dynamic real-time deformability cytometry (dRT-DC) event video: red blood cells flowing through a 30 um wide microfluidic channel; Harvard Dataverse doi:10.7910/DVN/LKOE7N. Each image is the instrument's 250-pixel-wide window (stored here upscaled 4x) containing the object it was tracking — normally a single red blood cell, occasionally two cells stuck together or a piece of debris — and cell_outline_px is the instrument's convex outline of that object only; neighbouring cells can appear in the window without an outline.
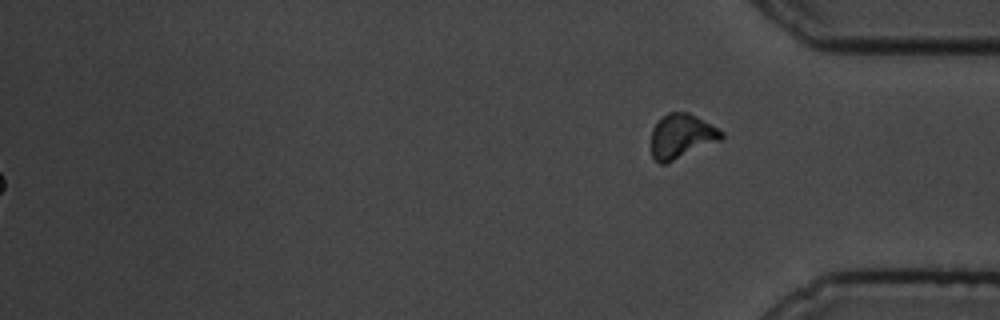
{"species": "common noctule bat (a hibernating species)", "species_latin": "Nyctalus noctula", "temperature_condition": "cold", "stored_images_in_passage": 58, "segment_of_instrument_passage": [2, 2], "camera_frame_rate_fps": 3000, "um_per_image_px": 0.085, "animal": {"sex": "male", "body_mass_g": 19.5, "forearm_length_mm": 54.6}, "frame": {"image": 1, "passage_image": 58, "time_ms": 19.0, "image_size_px": [1000, 320], "cell_outline_px": [[724, 136], [720, 140], [664, 164], [660, 164], [652, 156], [652, 128], [668, 112], [688, 112], [696, 116], [724, 132]], "centroid_in_image_um": [57.93, 11.57], "position_along_channel_um": 377.3, "area_um2": 17.74}}